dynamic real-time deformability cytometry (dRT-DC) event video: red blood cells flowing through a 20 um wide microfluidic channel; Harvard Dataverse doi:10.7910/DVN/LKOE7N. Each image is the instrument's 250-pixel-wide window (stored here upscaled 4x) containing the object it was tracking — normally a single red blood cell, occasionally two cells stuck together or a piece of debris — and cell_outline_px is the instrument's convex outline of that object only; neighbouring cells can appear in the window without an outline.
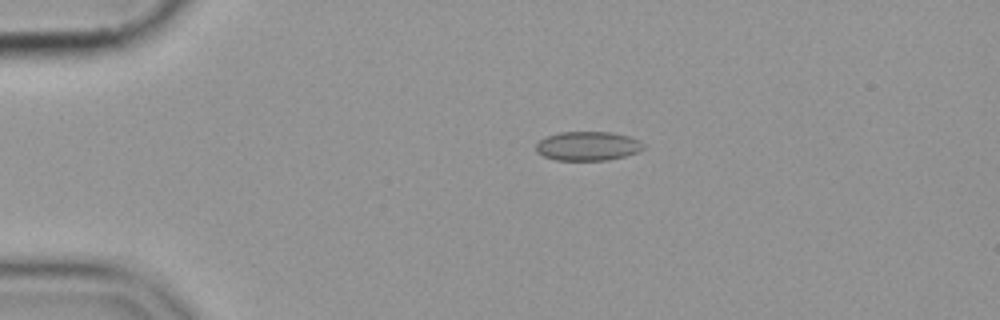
{"species": "common noctule bat (a hibernating species)", "species_latin": "Nyctalus noctula", "temperature_condition": "cold", "stored_images_in_passage": 16, "camera_frame_rate_fps": 3000, "um_per_image_px": 0.085, "animal": {"sex": "female", "body_mass_g": 19.9}, "frame": {"image": 1, "passage_image": 1, "time_ms": 0.0, "image_size_px": [1000, 320], "cell_outline_px": [[644, 148], [640, 152], [608, 160], [556, 160], [544, 156], [536, 152], [536, 144], [540, 140], [548, 136], [560, 132], [612, 132], [628, 136], [640, 140], [644, 144]], "centroid_in_image_um": [49.99, 12.41], "position_along_channel_um": 35.0, "area_um2": 18.26}}
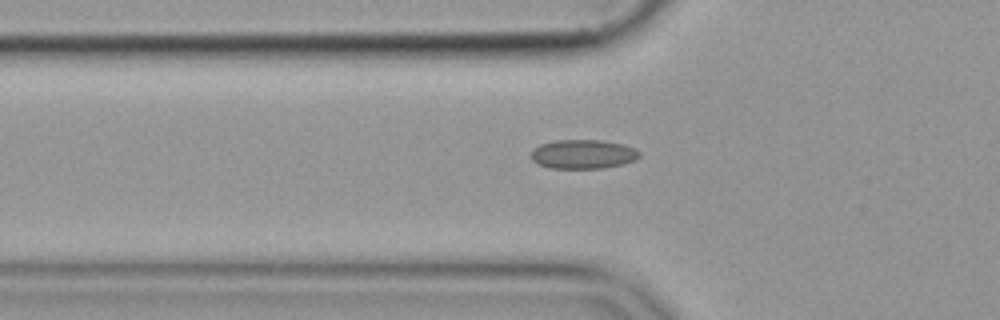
{"frame": {"image": 2, "passage_image": 8, "time_ms": 2.333, "image_size_px": [1000, 320], "cell_outline_px": [[640, 156], [636, 160], [624, 164], [604, 168], [548, 168], [536, 164], [532, 160], [532, 152], [540, 144], [556, 140], [600, 140], [624, 144], [640, 152]], "centroid_in_image_um": [49.57, 13.11], "position_along_channel_um": 76.2, "area_um2": 18.44}}
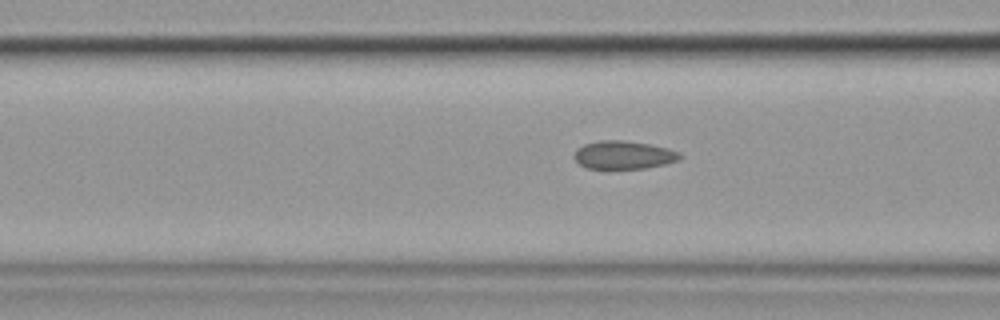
{"frame": {"image": 3, "passage_image": 11, "time_ms": 3.333, "image_size_px": [1000, 320], "cell_outline_px": [[684, 156], [680, 160], [664, 164], [644, 168], [608, 172], [604, 172], [588, 168], [580, 164], [572, 156], [576, 148], [584, 144], [600, 140], [624, 140], [648, 144], [668, 148], [680, 152]], "centroid_in_image_um": [52.97, 13.22], "position_along_channel_um": 113.6, "area_um2": 18.26}}